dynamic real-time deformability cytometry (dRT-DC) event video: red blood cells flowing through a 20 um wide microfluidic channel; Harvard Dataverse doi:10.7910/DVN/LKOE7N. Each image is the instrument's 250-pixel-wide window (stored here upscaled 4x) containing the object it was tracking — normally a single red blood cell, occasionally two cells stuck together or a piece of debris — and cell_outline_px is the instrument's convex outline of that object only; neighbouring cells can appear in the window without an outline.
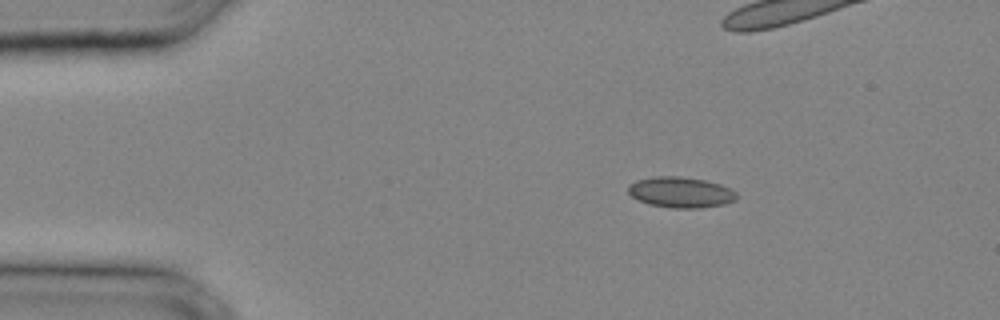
{"species": "common noctule bat (a hibernating species)", "species_latin": "Nyctalus noctula", "temperature_condition": "cold", "stored_images_in_passage": 28, "camera_frame_rate_fps": 3000, "um_per_image_px": 0.085, "animal": {"sex": "male", "body_mass_g": 20.4}, "frame": {"image": 1, "passage_image": 5, "time_ms": 1.333, "image_size_px": [1000, 320], "cell_outline_px": [[736, 200], [724, 204], [700, 208], [668, 208], [648, 204], [632, 196], [628, 192], [628, 184], [636, 180], [656, 176], [680, 176], [704, 180], [720, 184], [736, 192]], "centroid_in_image_um": [57.84, 16.35], "position_along_channel_um": 27.2, "area_um2": 19.42}}